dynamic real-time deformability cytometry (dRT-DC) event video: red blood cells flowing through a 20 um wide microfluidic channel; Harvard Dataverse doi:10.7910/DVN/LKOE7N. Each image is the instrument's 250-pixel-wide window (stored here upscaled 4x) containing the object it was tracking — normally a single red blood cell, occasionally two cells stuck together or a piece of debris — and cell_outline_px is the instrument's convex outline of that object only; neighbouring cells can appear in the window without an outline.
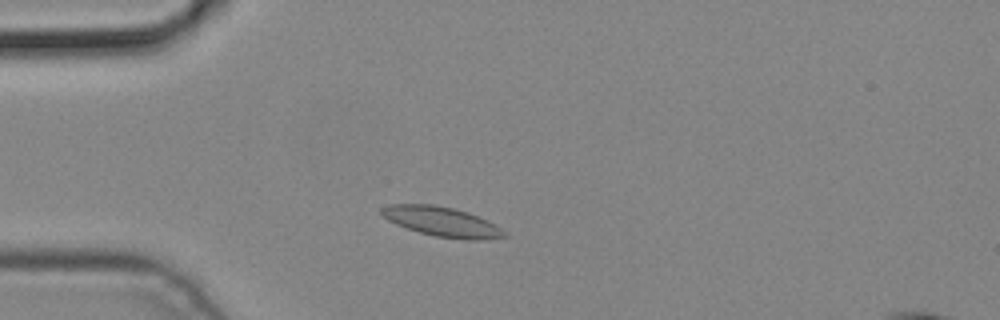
{"species": "common noctule bat (a hibernating species)", "species_latin": "Nyctalus noctula", "temperature_condition": "cold", "stored_images_in_passage": 2, "camera_frame_rate_fps": 3000, "um_per_image_px": 0.085, "animal": {"sex": "male", "body_mass_g": 19.2, "forearm_length_mm": 51.8}, "frame": {"image": 1, "passage_image": 2, "time_ms": 0.333, "image_size_px": [1000, 320], "cell_outline_px": [[508, 236], [484, 240], [464, 240], [436, 236], [420, 232], [396, 224], [388, 220], [380, 212], [380, 208], [388, 204], [436, 204], [468, 212], [508, 232]], "centroid_in_image_um": [37.55, 18.84], "position_along_channel_um": 47.4, "area_um2": 21.1}}